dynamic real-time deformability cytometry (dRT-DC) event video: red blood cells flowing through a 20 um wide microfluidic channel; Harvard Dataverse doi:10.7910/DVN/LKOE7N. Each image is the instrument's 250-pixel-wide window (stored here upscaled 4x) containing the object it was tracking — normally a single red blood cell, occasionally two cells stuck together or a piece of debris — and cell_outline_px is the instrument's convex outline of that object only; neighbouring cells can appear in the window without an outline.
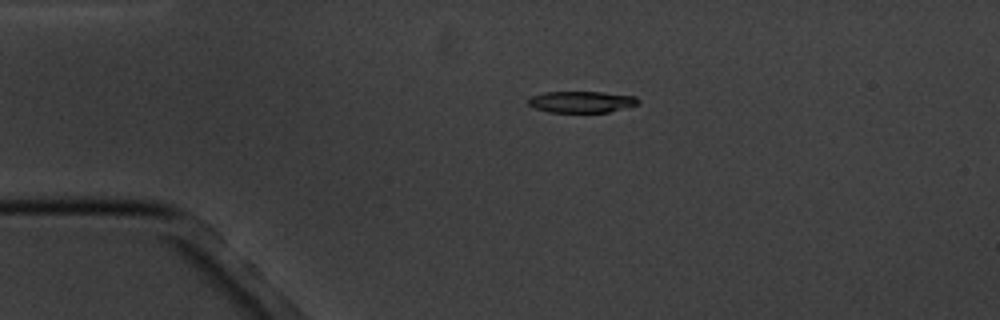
{"species": "common noctule bat (a hibernating species)", "species_latin": "Nyctalus noctula", "temperature_condition": "cold", "stored_images_in_passage": 4, "camera_frame_rate_fps": 3000, "um_per_image_px": 0.085, "animal": {"sex": "male", "body_mass_g": 20.1, "forearm_length_mm": 53.5}, "frame": {"image": 1, "passage_image": 3, "time_ms": 3.0, "image_size_px": [1000, 320], "cell_outline_px": [[640, 100], [636, 104], [608, 112], [548, 112], [536, 108], [528, 104], [528, 100], [532, 96], [544, 92], [604, 92], [636, 96]], "centroid_in_image_um": [49.42, 8.65], "position_along_channel_um": 35.6, "area_um2": 13.58}}